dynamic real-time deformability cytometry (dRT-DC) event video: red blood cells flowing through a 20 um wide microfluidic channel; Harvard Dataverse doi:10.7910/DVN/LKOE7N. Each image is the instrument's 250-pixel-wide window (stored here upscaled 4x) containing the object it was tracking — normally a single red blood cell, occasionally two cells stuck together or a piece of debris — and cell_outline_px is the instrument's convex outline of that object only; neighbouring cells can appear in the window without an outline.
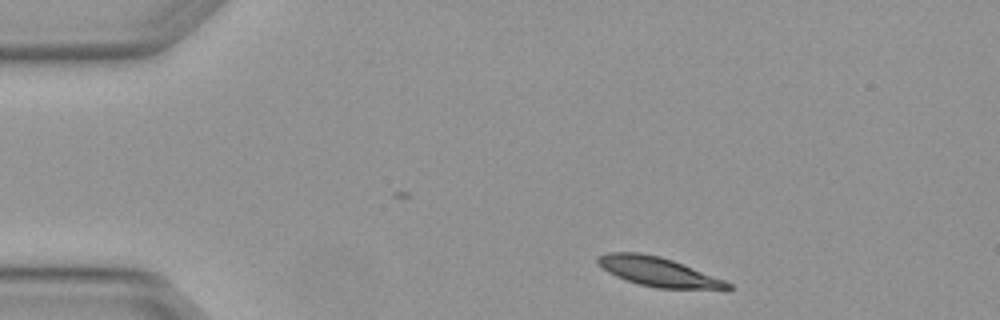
{"species": "Egyptian fruit bat (a non-hibernating species)", "species_latin": "Rousettus aegyptiacus", "temperature_condition": "warm", "stored_images_in_passage": 4, "camera_frame_rate_fps": 3000, "um_per_image_px": 0.085, "animal": {"sex": "female"}, "frame": {"image": 1, "passage_image": 1, "time_ms": 0.0, "image_size_px": [1000, 320], "cell_outline_px": [[732, 288], [728, 292], [656, 288], [640, 284], [616, 276], [608, 272], [596, 264], [596, 256], [608, 252], [640, 252], [660, 256], [672, 260], [724, 280], [732, 284]], "centroid_in_image_um": [56.04, 23.14], "position_along_channel_um": 29.0, "area_um2": 22.83}}
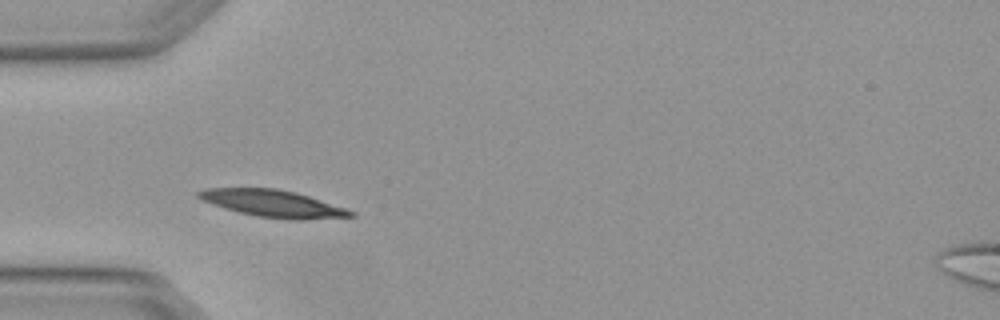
{"frame": {"image": 2, "passage_image": 3, "time_ms": 0.667, "image_size_px": [1000, 320], "cell_outline_px": [[356, 216], [304, 220], [288, 220], [256, 216], [224, 208], [212, 204], [196, 196], [196, 192], [208, 188], [276, 188], [296, 192], [356, 212]], "centroid_in_image_um": [23.21, 17.31], "position_along_channel_um": 61.8, "area_um2": 23.87}}
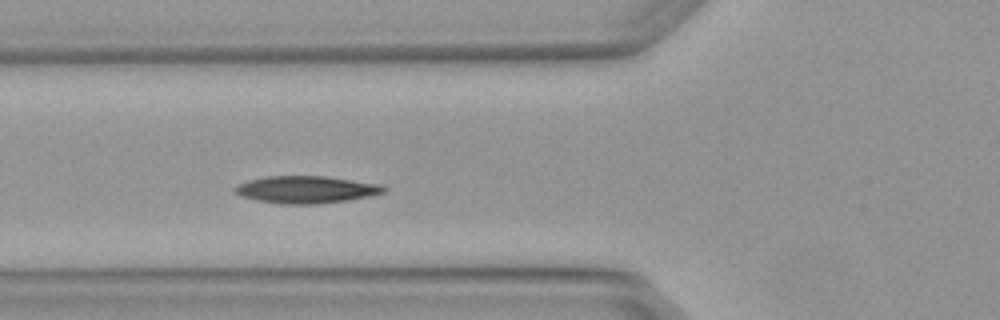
{"frame": {"image": 3, "passage_image": 4, "time_ms": 1.0, "image_size_px": [1000, 320], "cell_outline_px": [[388, 188], [384, 192], [368, 196], [348, 200], [316, 204], [280, 204], [256, 200], [244, 196], [236, 192], [232, 188], [248, 180], [268, 176], [324, 176], [380, 184]], "centroid_in_image_um": [26.03, 16.11], "position_along_channel_um": 99.8, "area_um2": 23.41}}